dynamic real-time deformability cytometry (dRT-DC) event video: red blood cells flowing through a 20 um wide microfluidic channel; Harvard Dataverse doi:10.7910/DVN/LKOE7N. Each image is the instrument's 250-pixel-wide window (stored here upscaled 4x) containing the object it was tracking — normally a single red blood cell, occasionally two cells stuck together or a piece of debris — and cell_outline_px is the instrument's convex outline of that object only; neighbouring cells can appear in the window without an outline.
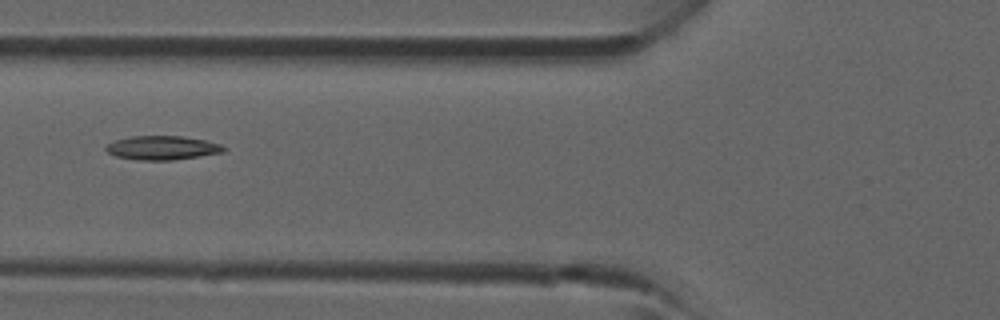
{"species": "common noctule bat (a hibernating species)", "species_latin": "Nyctalus noctula", "temperature_condition": "room temperature", "stored_images_in_passage": 4, "camera_frame_rate_fps": 3000, "um_per_image_px": 0.085, "animal": {"sex": "male", "forearm_length_mm": 52.5}, "frame": {"image": 1, "passage_image": 4, "time_ms": 3.333, "image_size_px": [1000, 320], "cell_outline_px": [[228, 148], [224, 152], [172, 160], [140, 160], [116, 156], [108, 152], [104, 148], [108, 144], [116, 140], [132, 136], [180, 136], [204, 140], [220, 144]], "centroid_in_image_um": [13.81, 12.56], "position_along_channel_um": 112.0, "area_um2": 16.24}}